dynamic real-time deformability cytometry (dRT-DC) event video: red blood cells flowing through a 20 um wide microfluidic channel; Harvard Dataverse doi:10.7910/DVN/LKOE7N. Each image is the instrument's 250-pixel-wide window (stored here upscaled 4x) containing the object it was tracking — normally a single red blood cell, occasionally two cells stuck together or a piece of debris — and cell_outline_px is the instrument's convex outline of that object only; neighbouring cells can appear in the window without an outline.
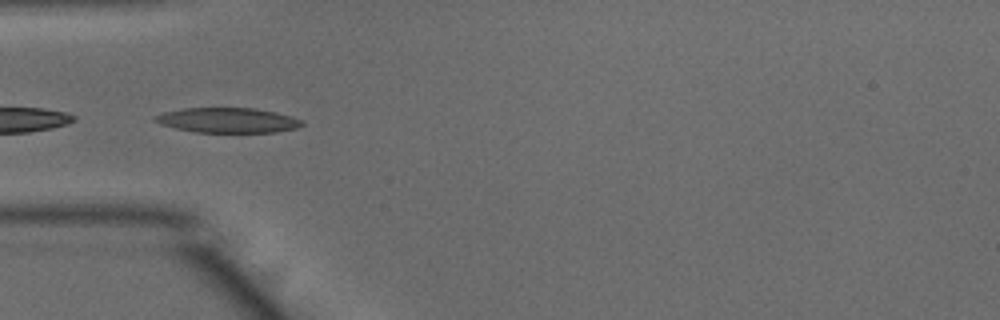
{"species": "common noctule bat (a hibernating species)", "species_latin": "Nyctalus noctula", "temperature_condition": "warm", "stored_images_in_passage": 16, "camera_frame_rate_fps": 3000, "um_per_image_px": 0.085, "animal": {"sex": "male", "body_mass_g": 15.6}, "frame": {"image": 1, "passage_image": 1, "time_ms": 0.0, "image_size_px": [1000, 320], "cell_outline_px": [[304, 124], [296, 128], [276, 132], [196, 132], [176, 128], [160, 124], [152, 120], [152, 116], [164, 112], [184, 108], [256, 108], [276, 112], [292, 116], [300, 120]], "centroid_in_image_um": [19.33, 10.21], "position_along_channel_um": 65.7, "area_um2": 21.39}}
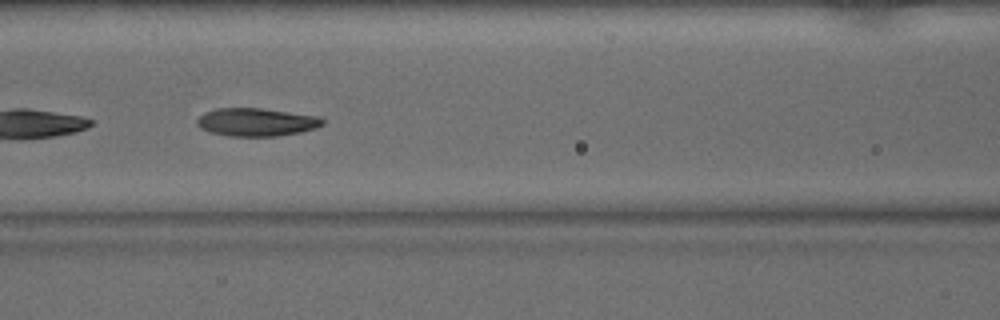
{"frame": {"image": 2, "passage_image": 7, "time_ms": 2.0, "image_size_px": [1000, 320], "cell_outline_px": [[324, 124], [316, 128], [300, 132], [276, 136], [228, 136], [212, 132], [200, 128], [196, 124], [196, 120], [204, 112], [216, 108], [260, 108], [320, 116], [324, 120]], "centroid_in_image_um": [21.8, 10.37], "position_along_channel_um": 144.8, "area_um2": 20.58}}